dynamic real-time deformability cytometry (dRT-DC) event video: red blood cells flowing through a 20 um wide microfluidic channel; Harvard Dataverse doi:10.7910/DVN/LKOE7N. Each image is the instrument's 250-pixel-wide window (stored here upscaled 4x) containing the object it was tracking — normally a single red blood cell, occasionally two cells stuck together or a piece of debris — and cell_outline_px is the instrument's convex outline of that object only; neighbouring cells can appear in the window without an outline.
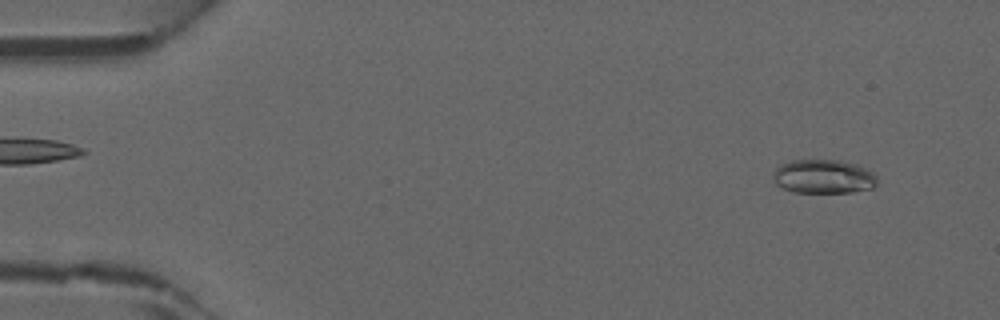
{"species": "common noctule bat (a hibernating species)", "species_latin": "Nyctalus noctula", "temperature_condition": "warm", "stored_images_in_passage": 44, "camera_frame_rate_fps": 3000, "um_per_image_px": 0.085, "animal": {"sex": "male", "forearm_length_mm": 52.5}, "frame": {"image": 1, "passage_image": 3, "time_ms": 0.667, "image_size_px": [1000, 320], "cell_outline_px": [[876, 184], [872, 188], [852, 192], [792, 192], [776, 184], [772, 180], [772, 176], [776, 168], [780, 164], [792, 160], [840, 160], [856, 164], [872, 172], [876, 176]], "centroid_in_image_um": [69.96, 15.0], "position_along_channel_um": 15.0, "area_um2": 20.58}}
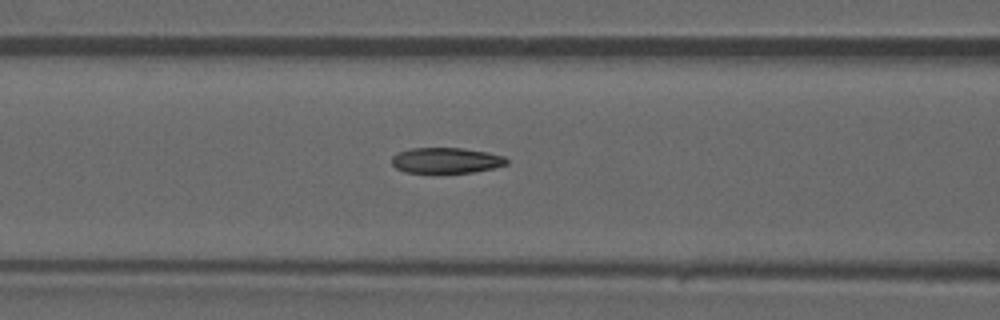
{"frame": {"image": 2, "passage_image": 18, "time_ms": 5.667, "image_size_px": [1000, 320], "cell_outline_px": [[508, 164], [492, 168], [472, 172], [404, 172], [396, 168], [392, 164], [392, 156], [396, 152], [408, 148], [464, 148], [488, 152], [504, 156], [508, 160]], "centroid_in_image_um": [37.9, 13.62], "position_along_channel_um": 128.7, "area_um2": 17.17}}
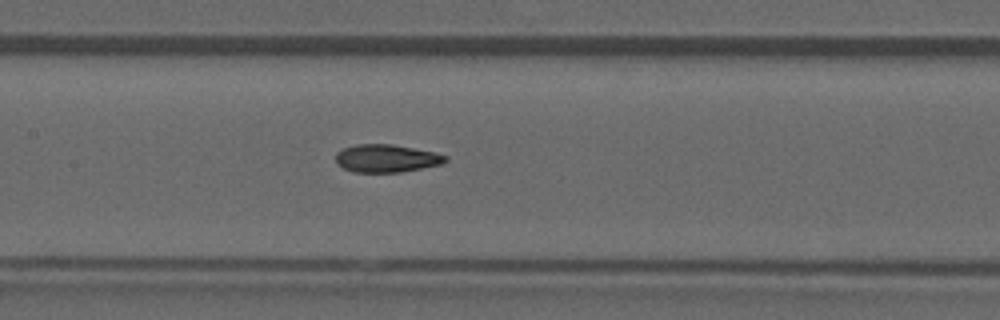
{"frame": {"image": 3, "passage_image": 21, "time_ms": 6.667, "image_size_px": [1000, 320], "cell_outline_px": [[448, 160], [440, 164], [400, 172], [352, 172], [336, 164], [336, 152], [344, 148], [356, 144], [392, 144], [436, 152], [448, 156]], "centroid_in_image_um": [32.83, 13.45], "position_along_channel_um": 174.6, "area_um2": 17.8}}